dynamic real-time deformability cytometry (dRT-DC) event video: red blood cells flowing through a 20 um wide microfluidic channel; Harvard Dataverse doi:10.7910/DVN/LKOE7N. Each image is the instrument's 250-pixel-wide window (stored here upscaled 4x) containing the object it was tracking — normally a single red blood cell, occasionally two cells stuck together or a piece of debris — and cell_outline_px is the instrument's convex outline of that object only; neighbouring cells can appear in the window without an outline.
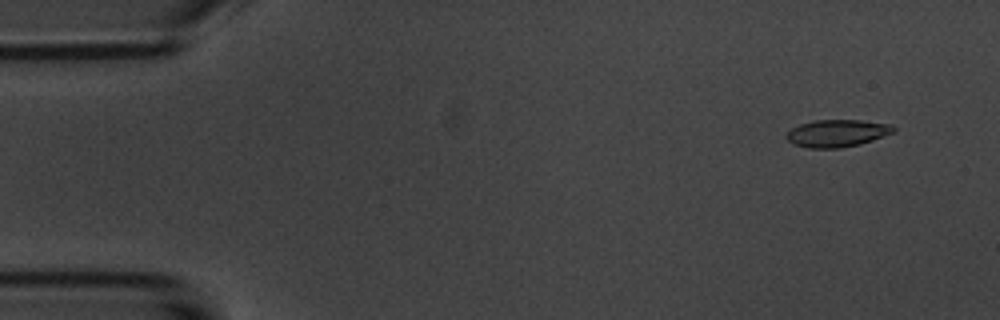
{"species": "common noctule bat (a hibernating species)", "species_latin": "Nyctalus noctula", "temperature_condition": "room temperature", "stored_images_in_passage": 54, "camera_frame_rate_fps": 3000, "um_per_image_px": 0.085, "animal": {"sex": "male", "body_mass_g": 20.1, "forearm_length_mm": 53.5}, "frame": {"image": 1, "passage_image": 4, "time_ms": 1.0, "image_size_px": [1000, 320], "cell_outline_px": [[896, 132], [860, 144], [840, 148], [808, 148], [792, 144], [784, 136], [792, 128], [800, 124], [816, 120], [860, 120], [892, 124], [896, 128]], "centroid_in_image_um": [71.17, 11.33], "position_along_channel_um": 13.8, "area_um2": 17.17}}
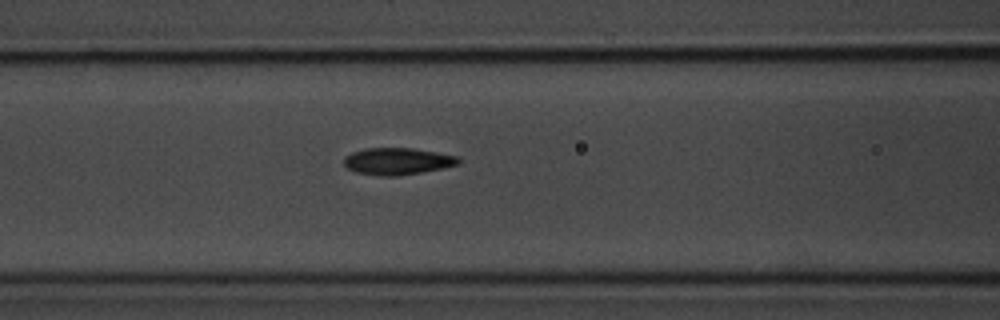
{"frame": {"image": 2, "passage_image": 22, "time_ms": 7.0, "image_size_px": [1000, 320], "cell_outline_px": [[460, 164], [420, 172], [396, 176], [380, 176], [356, 172], [348, 168], [344, 164], [344, 156], [352, 152], [364, 148], [412, 148], [460, 156]], "centroid_in_image_um": [33.77, 13.7], "position_along_channel_um": 132.8, "area_um2": 17.92}}
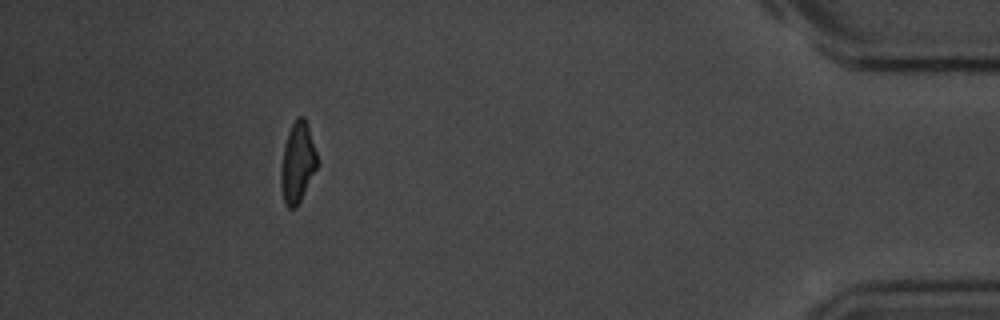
{"frame": {"image": 3, "passage_image": 49, "time_ms": 16.0, "image_size_px": [1000, 320], "cell_outline_px": [[316, 168], [296, 208], [288, 208], [284, 204], [280, 184], [280, 172], [284, 144], [288, 132], [296, 116], [304, 116], [308, 124], [316, 152]], "centroid_in_image_um": [25.26, 13.8], "position_along_channel_um": 409.9, "area_um2": 16.88}, "authors_computed_cell_mechanics": {"area_um2": 17.34, "velocity_mm_per_s": 3.722, "shape_relaxation_time_tau1_ms": 2.8566, "shape_relaxation_time_tau2_ms": 2.2146, "deformation_change_tau1": 0.1346, "deformation_change_tau2": 0.0779}}